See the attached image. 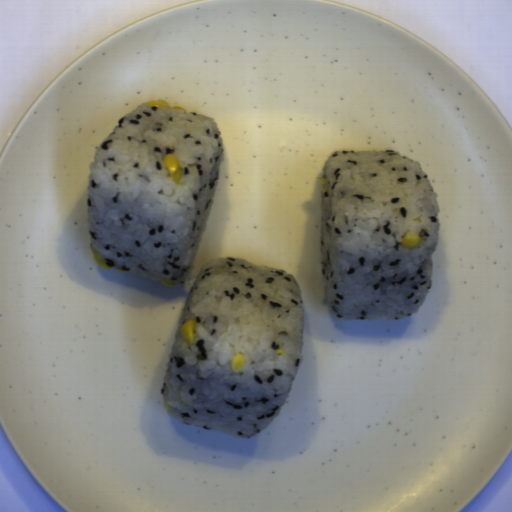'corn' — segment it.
Masks as SVG:
<instances>
[{
	"label": "corn",
	"mask_w": 512,
	"mask_h": 512,
	"mask_svg": "<svg viewBox=\"0 0 512 512\" xmlns=\"http://www.w3.org/2000/svg\"><path fill=\"white\" fill-rule=\"evenodd\" d=\"M421 236L412 234L411 232H406V234L401 239L402 247L406 249H415L418 248L421 243Z\"/></svg>",
	"instance_id": "3"
},
{
	"label": "corn",
	"mask_w": 512,
	"mask_h": 512,
	"mask_svg": "<svg viewBox=\"0 0 512 512\" xmlns=\"http://www.w3.org/2000/svg\"><path fill=\"white\" fill-rule=\"evenodd\" d=\"M161 282L164 286H175L176 285V282L175 281H170L168 280L167 278H162L161 279Z\"/></svg>",
	"instance_id": "7"
},
{
	"label": "corn",
	"mask_w": 512,
	"mask_h": 512,
	"mask_svg": "<svg viewBox=\"0 0 512 512\" xmlns=\"http://www.w3.org/2000/svg\"><path fill=\"white\" fill-rule=\"evenodd\" d=\"M277 353H279L280 355H286V351L282 350V349H279V350H276Z\"/></svg>",
	"instance_id": "8"
},
{
	"label": "corn",
	"mask_w": 512,
	"mask_h": 512,
	"mask_svg": "<svg viewBox=\"0 0 512 512\" xmlns=\"http://www.w3.org/2000/svg\"><path fill=\"white\" fill-rule=\"evenodd\" d=\"M244 363L245 359L243 355H241L240 353L235 354L230 363L233 373L237 374L241 372L244 367Z\"/></svg>",
	"instance_id": "4"
},
{
	"label": "corn",
	"mask_w": 512,
	"mask_h": 512,
	"mask_svg": "<svg viewBox=\"0 0 512 512\" xmlns=\"http://www.w3.org/2000/svg\"><path fill=\"white\" fill-rule=\"evenodd\" d=\"M180 336L189 345L194 344L196 337V320H186L179 329Z\"/></svg>",
	"instance_id": "2"
},
{
	"label": "corn",
	"mask_w": 512,
	"mask_h": 512,
	"mask_svg": "<svg viewBox=\"0 0 512 512\" xmlns=\"http://www.w3.org/2000/svg\"><path fill=\"white\" fill-rule=\"evenodd\" d=\"M163 162L167 177L179 184L183 173L178 157L174 153H168L164 155Z\"/></svg>",
	"instance_id": "1"
},
{
	"label": "corn",
	"mask_w": 512,
	"mask_h": 512,
	"mask_svg": "<svg viewBox=\"0 0 512 512\" xmlns=\"http://www.w3.org/2000/svg\"><path fill=\"white\" fill-rule=\"evenodd\" d=\"M89 248L92 252V260L98 267H100L101 269H106V270L111 269V266L107 265V263L104 259V256L99 255L98 251H94V249L92 247V243L89 245Z\"/></svg>",
	"instance_id": "6"
},
{
	"label": "corn",
	"mask_w": 512,
	"mask_h": 512,
	"mask_svg": "<svg viewBox=\"0 0 512 512\" xmlns=\"http://www.w3.org/2000/svg\"><path fill=\"white\" fill-rule=\"evenodd\" d=\"M146 105L156 108H168L170 110H184L183 106H170L166 100L158 99L145 102Z\"/></svg>",
	"instance_id": "5"
},
{
	"label": "corn",
	"mask_w": 512,
	"mask_h": 512,
	"mask_svg": "<svg viewBox=\"0 0 512 512\" xmlns=\"http://www.w3.org/2000/svg\"><path fill=\"white\" fill-rule=\"evenodd\" d=\"M117 270L127 273V271L123 270L121 267H117Z\"/></svg>",
	"instance_id": "9"
}]
</instances>
